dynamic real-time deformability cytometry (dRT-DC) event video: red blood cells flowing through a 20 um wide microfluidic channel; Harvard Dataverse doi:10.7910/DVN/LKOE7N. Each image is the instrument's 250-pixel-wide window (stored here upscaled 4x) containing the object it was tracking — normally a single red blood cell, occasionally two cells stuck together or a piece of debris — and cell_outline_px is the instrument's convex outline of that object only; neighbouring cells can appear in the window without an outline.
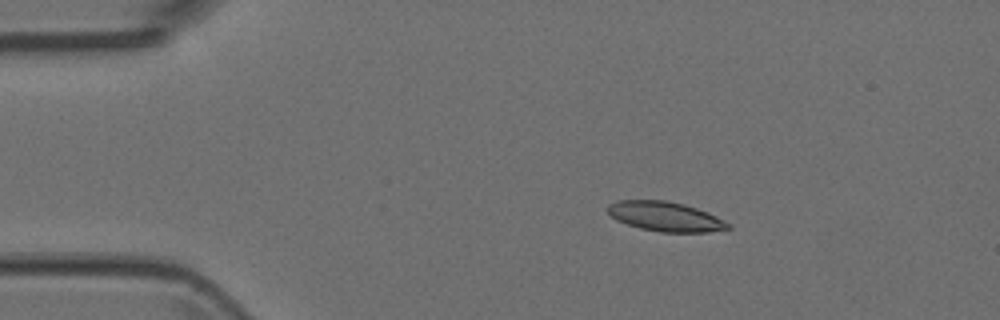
{"species": "Egyptian fruit bat (a non-hibernating species)", "species_latin": "Rousettus aegyptiacus", "temperature_condition": "room temperature", "stored_images_in_passage": 7, "camera_frame_rate_fps": 3000, "um_per_image_px": 0.085, "animal": {"sex": "female"}, "frame": {"image": 1, "passage_image": 2, "time_ms": 0.333, "image_size_px": [1000, 320], "cell_outline_px": [[732, 228], [708, 232], [660, 232], [640, 228], [616, 220], [608, 212], [608, 204], [616, 200], [668, 200], [684, 204], [708, 212], [732, 224]], "centroid_in_image_um": [56.58, 18.4], "position_along_channel_um": 28.4, "area_um2": 20.87}}
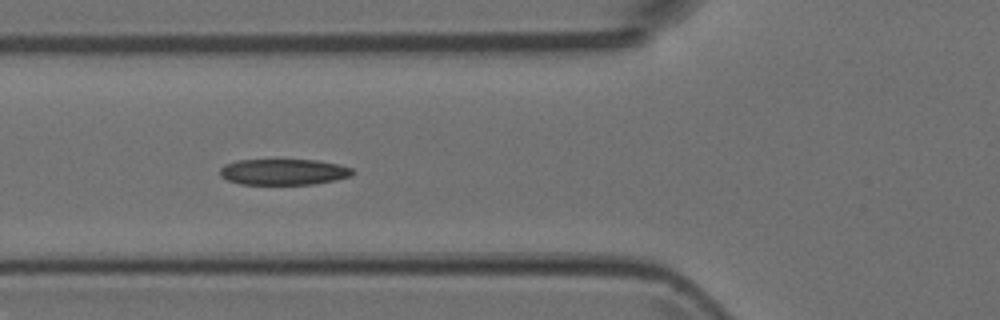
{"frame": {"image": 2, "passage_image": 5, "time_ms": 1.333, "image_size_px": [1000, 320], "cell_outline_px": [[356, 172], [352, 176], [336, 180], [312, 184], [240, 184], [228, 180], [220, 176], [220, 168], [224, 164], [236, 160], [316, 160], [340, 164], [352, 168]], "centroid_in_image_um": [24.13, 14.61], "position_along_channel_um": 101.7, "area_um2": 20.23}}
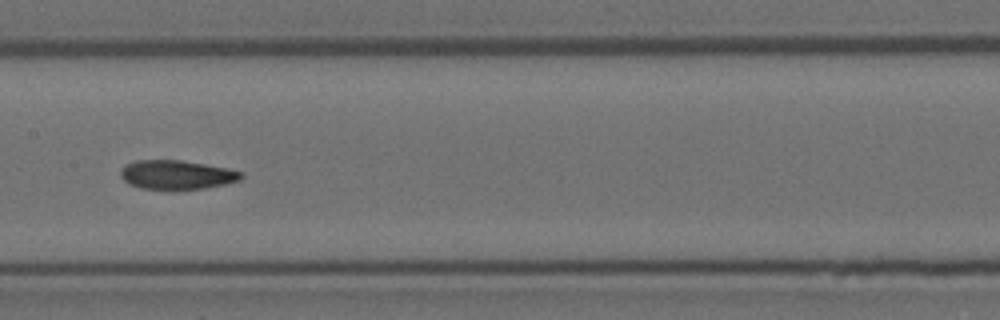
{"frame": {"image": 3, "passage_image": 7, "time_ms": 2.0, "image_size_px": [1000, 320], "cell_outline_px": [[244, 176], [240, 180], [224, 184], [204, 188], [172, 192], [140, 188], [128, 184], [120, 176], [120, 168], [124, 164], [136, 160], [180, 160], [228, 168], [244, 172]], "centroid_in_image_um": [14.98, 14.89], "position_along_channel_um": 192.4, "area_um2": 21.21}}